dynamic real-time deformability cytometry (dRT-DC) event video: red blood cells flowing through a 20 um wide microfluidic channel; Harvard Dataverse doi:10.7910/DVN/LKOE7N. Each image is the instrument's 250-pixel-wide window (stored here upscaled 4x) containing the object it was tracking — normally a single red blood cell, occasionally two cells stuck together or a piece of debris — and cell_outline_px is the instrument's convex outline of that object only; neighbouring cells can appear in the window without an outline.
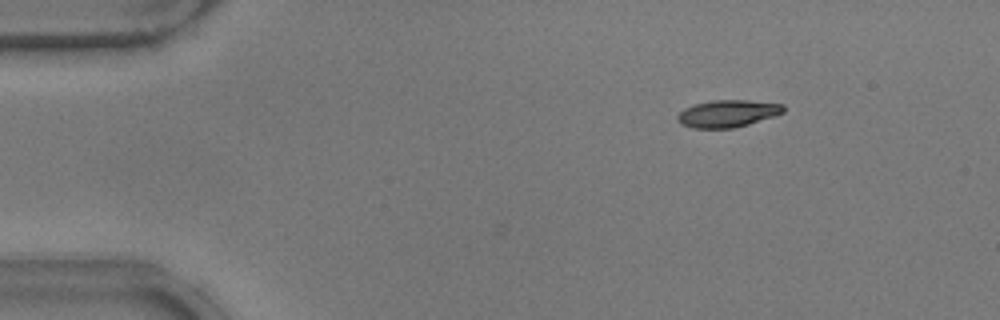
{"species": "common noctule bat (a hibernating species)", "species_latin": "Nyctalus noctula", "temperature_condition": "warm", "stored_images_in_passage": 8, "camera_frame_rate_fps": 3000, "um_per_image_px": 0.085, "animal": {"sex": "male", "body_mass_g": 17.9}, "frame": {"image": 1, "passage_image": 8, "time_ms": 2.333, "image_size_px": [1000, 320], "cell_outline_px": [[784, 112], [748, 124], [732, 128], [692, 128], [680, 124], [676, 120], [676, 116], [684, 108], [696, 104], [712, 100], [748, 100], [784, 104]], "centroid_in_image_um": [61.81, 9.65], "position_along_channel_um": 23.2, "area_um2": 16.7}}